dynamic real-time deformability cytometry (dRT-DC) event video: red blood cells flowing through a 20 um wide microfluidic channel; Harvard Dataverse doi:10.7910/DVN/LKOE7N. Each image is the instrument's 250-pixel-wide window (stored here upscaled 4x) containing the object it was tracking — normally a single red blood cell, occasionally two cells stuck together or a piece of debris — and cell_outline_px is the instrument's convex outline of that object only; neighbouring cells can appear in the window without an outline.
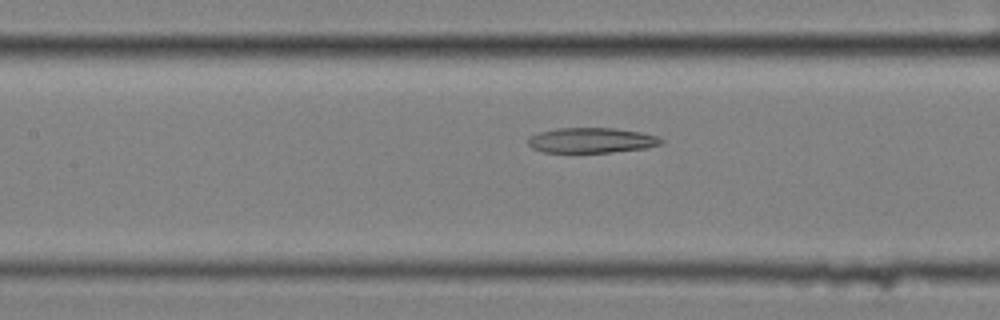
{"species": "common noctule bat (a hibernating species)", "species_latin": "Nyctalus noctula", "temperature_condition": "cold", "stored_images_in_passage": 7, "camera_frame_rate_fps": 3000, "um_per_image_px": 0.085, "animal": {"sex": "female", "body_mass_g": 25.1}, "frame": {"image": 1, "passage_image": 7, "time_ms": 2.0, "image_size_px": [1000, 320], "cell_outline_px": [[664, 144], [648, 148], [608, 152], [544, 152], [532, 148], [528, 144], [528, 136], [540, 132], [556, 128], [616, 128], [640, 132], [656, 136], [664, 140]], "centroid_in_image_um": [50.29, 11.92], "position_along_channel_um": 157.1, "area_um2": 19.59}}